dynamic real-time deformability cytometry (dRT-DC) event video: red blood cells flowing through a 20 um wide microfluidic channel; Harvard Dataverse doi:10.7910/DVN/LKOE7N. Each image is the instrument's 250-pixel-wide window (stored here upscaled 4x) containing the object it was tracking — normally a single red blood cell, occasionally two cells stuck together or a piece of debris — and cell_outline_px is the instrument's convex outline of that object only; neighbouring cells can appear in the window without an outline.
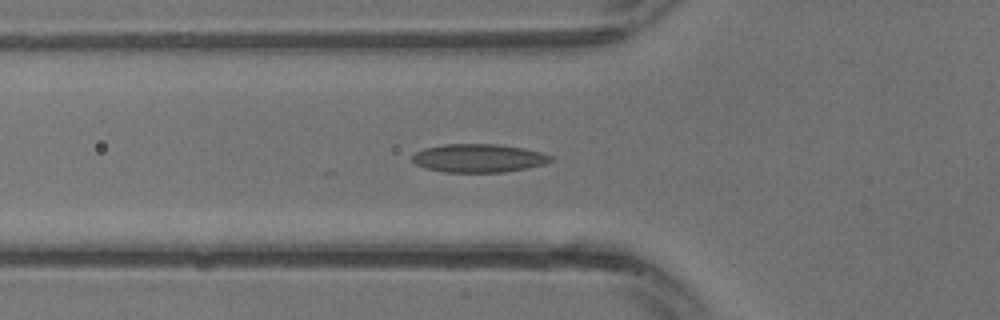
{"species": "common noctule bat (a hibernating species)", "species_latin": "Nyctalus noctula", "temperature_condition": "warm", "stored_images_in_passage": 15, "camera_frame_rate_fps": 3000, "um_per_image_px": 0.085, "animal": {"sex": "male", "body_mass_g": 13.3}, "frame": {"image": 1, "passage_image": 7, "time_ms": 2.0, "image_size_px": [1000, 320], "cell_outline_px": [[552, 160], [544, 164], [528, 168], [504, 172], [444, 172], [424, 168], [416, 164], [412, 160], [412, 156], [416, 152], [424, 148], [444, 144], [496, 144], [524, 148], [540, 152], [552, 156]], "centroid_in_image_um": [40.67, 13.44], "position_along_channel_um": 85.1, "area_um2": 22.89}}
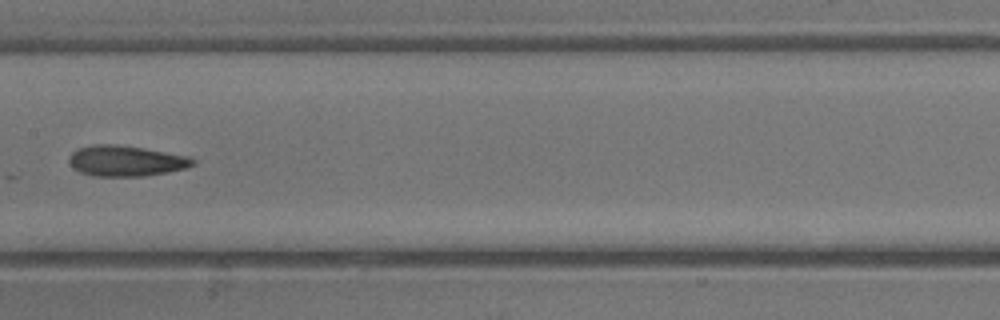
{"frame": {"image": 2, "passage_image": 12, "time_ms": 3.667, "image_size_px": [1000, 320], "cell_outline_px": [[196, 164], [184, 168], [168, 172], [144, 176], [92, 176], [80, 172], [72, 168], [68, 160], [68, 156], [72, 152], [80, 148], [92, 144], [112, 144], [144, 148], [188, 156], [196, 160]], "centroid_in_image_um": [10.68, 13.68], "position_along_channel_um": 196.7, "area_um2": 22.2}}
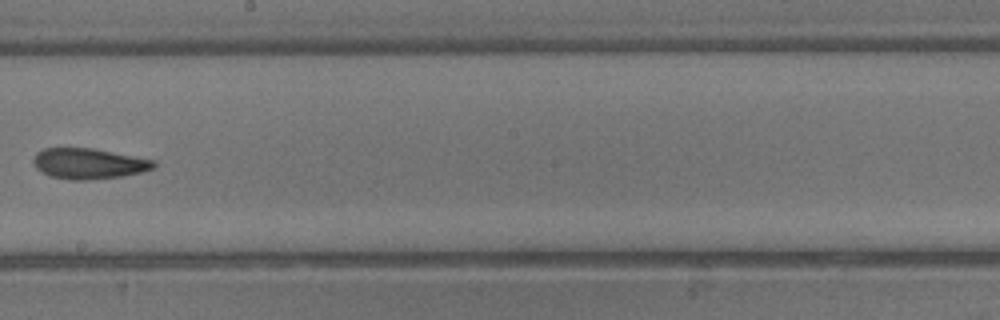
{"frame": {"image": 3, "passage_image": 14, "time_ms": 4.333, "image_size_px": [1000, 320], "cell_outline_px": [[156, 164], [152, 168], [140, 172], [120, 176], [88, 180], [72, 180], [52, 176], [36, 168], [32, 164], [32, 160], [36, 152], [44, 148], [92, 148], [156, 160]], "centroid_in_image_um": [7.51, 13.89], "position_along_channel_um": 240.7, "area_um2": 21.33}}